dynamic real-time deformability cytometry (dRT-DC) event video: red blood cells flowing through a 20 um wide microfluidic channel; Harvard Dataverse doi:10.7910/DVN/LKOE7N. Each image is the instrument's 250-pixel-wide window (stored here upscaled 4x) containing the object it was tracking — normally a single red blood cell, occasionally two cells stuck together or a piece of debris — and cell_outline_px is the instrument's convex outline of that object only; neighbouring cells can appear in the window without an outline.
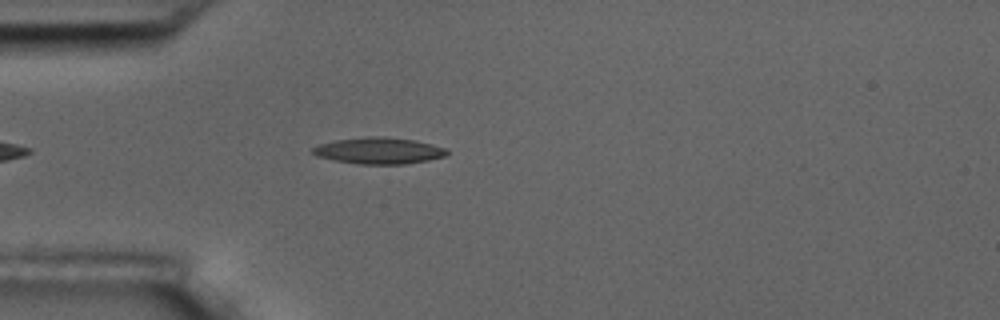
{"species": "common noctule bat (a hibernating species)", "species_latin": "Nyctalus noctula", "temperature_condition": "room temperature", "stored_images_in_passage": 3, "camera_frame_rate_fps": 3000, "um_per_image_px": 0.085, "animal": {"sex": "male", "body_mass_g": 17.5, "forearm_length_mm": 52.3}, "frame": {"image": 1, "passage_image": 3, "time_ms": 2.333, "image_size_px": [1000, 320], "cell_outline_px": [[448, 152], [444, 156], [428, 160], [404, 164], [360, 164], [336, 160], [316, 156], [312, 152], [312, 148], [320, 144], [336, 140], [368, 136], [384, 136], [416, 140], [448, 148]], "centroid_in_image_um": [32.23, 12.8], "position_along_channel_um": 52.8, "area_um2": 20.63}}